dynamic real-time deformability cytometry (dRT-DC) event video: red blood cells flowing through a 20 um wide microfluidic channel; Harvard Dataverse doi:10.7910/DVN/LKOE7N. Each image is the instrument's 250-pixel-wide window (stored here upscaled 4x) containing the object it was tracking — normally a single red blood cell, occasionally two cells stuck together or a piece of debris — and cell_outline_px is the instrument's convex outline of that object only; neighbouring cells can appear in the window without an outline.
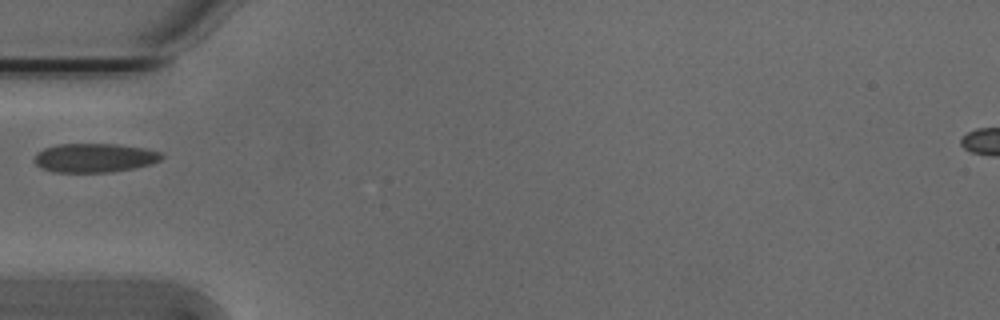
{"species": "Egyptian fruit bat (a non-hibernating species)", "species_latin": "Rousettus aegyptiacus", "temperature_condition": "cold", "stored_images_in_passage": 31, "camera_frame_rate_fps": 3000, "um_per_image_px": 0.085, "animal": {"sex": "male"}, "frame": {"image": 1, "passage_image": 1, "time_ms": 0.0, "image_size_px": [1000, 320], "cell_outline_px": [[164, 156], [160, 160], [152, 164], [112, 172], [52, 172], [40, 168], [32, 160], [36, 152], [44, 148], [56, 144], [116, 144], [148, 148], [160, 152]], "centroid_in_image_um": [8.01, 13.41], "position_along_channel_um": 77.0, "area_um2": 21.79}}
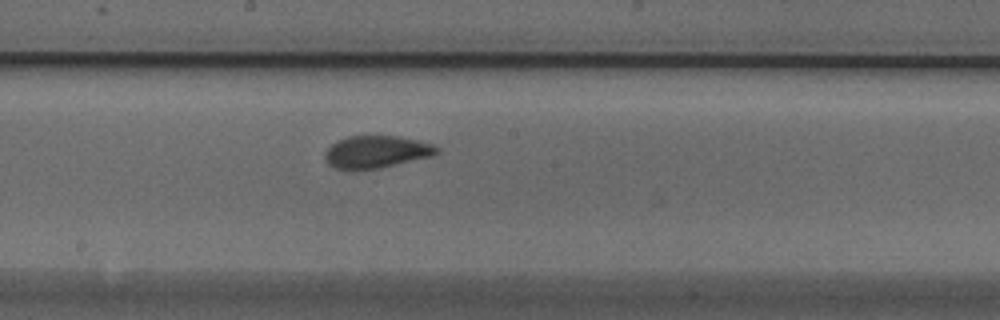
{"frame": {"image": 2, "passage_image": 12, "time_ms": 3.667, "image_size_px": [1000, 320], "cell_outline_px": [[440, 152], [432, 156], [380, 168], [336, 168], [328, 164], [324, 156], [324, 152], [336, 140], [348, 136], [396, 136], [416, 140], [432, 144], [440, 148]], "centroid_in_image_um": [32.0, 12.89], "position_along_channel_um": 216.2, "area_um2": 20.81}}
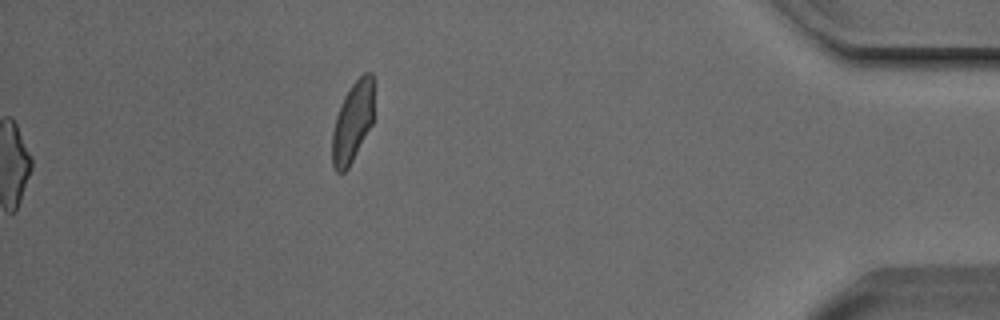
{"frame": {"image": 3, "passage_image": 31, "time_ms": 10.0, "image_size_px": [1000, 320], "cell_outline_px": [[372, 124], [348, 168], [344, 172], [336, 172], [332, 164], [332, 132], [336, 116], [340, 104], [344, 96], [352, 84], [364, 72], [372, 72]], "centroid_in_image_um": [29.94, 10.39], "position_along_channel_um": 405.3, "area_um2": 19.25}}